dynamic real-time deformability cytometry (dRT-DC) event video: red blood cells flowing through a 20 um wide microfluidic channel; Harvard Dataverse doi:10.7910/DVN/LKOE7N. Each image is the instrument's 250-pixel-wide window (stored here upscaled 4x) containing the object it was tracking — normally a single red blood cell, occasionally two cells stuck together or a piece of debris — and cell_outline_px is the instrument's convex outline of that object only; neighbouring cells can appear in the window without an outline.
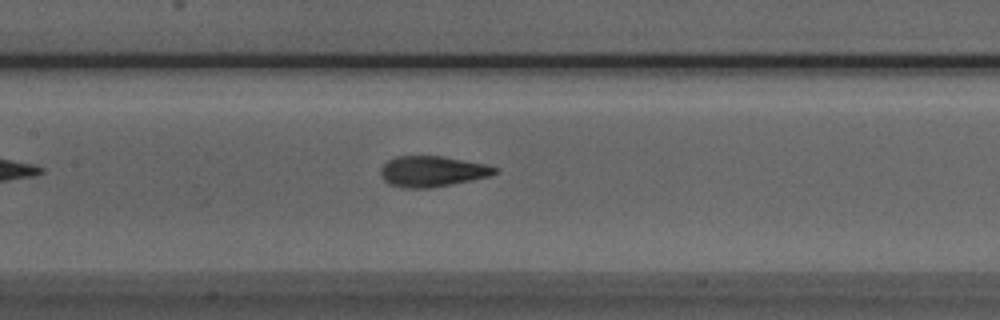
{"species": "Egyptian fruit bat (a non-hibernating species)", "species_latin": "Rousettus aegyptiacus", "temperature_condition": "room temperature", "stored_images_in_passage": 36, "camera_frame_rate_fps": 3000, "um_per_image_px": 0.085, "animal": {"sex": "male"}, "frame": {"image": 1, "passage_image": 9, "time_ms": 2.667, "image_size_px": [1000, 320], "cell_outline_px": [[500, 168], [496, 172], [488, 176], [472, 180], [452, 184], [428, 188], [404, 188], [388, 184], [380, 176], [380, 168], [388, 160], [396, 156], [440, 156], [484, 164]], "centroid_in_image_um": [36.69, 14.57], "position_along_channel_um": 170.7, "area_um2": 20.35}}
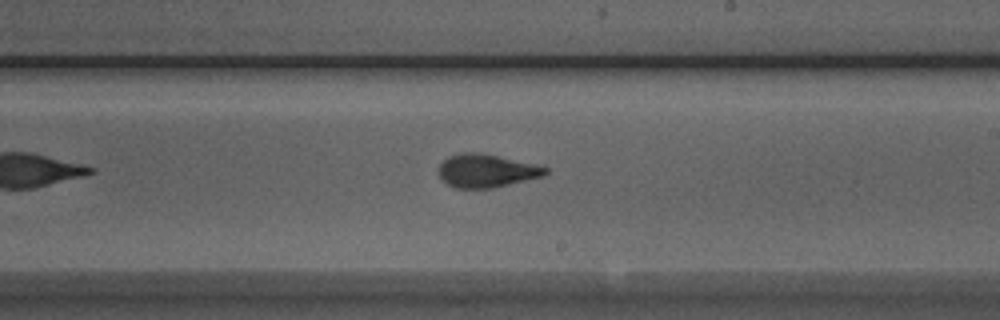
{"frame": {"image": 2, "passage_image": 15, "time_ms": 4.667, "image_size_px": [1000, 320], "cell_outline_px": [[548, 172], [544, 176], [492, 188], [456, 188], [448, 184], [436, 172], [440, 164], [448, 156], [460, 152], [480, 152], [532, 164], [548, 168]], "centroid_in_image_um": [41.3, 14.51], "position_along_channel_um": 247.7, "area_um2": 20.52}}
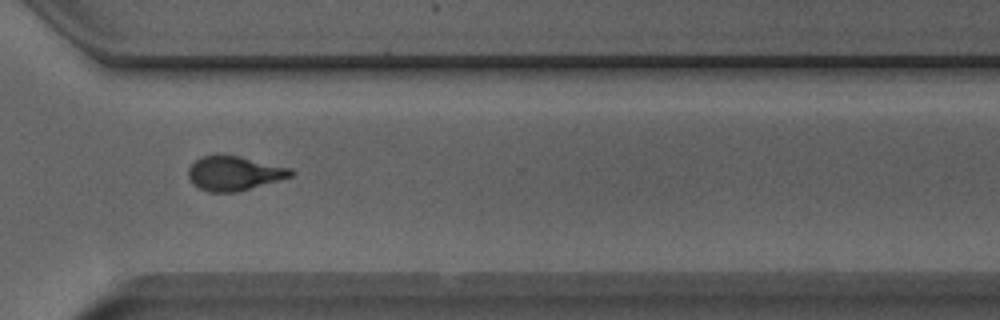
{"frame": {"image": 3, "passage_image": 23, "time_ms": 7.333, "image_size_px": [1000, 320], "cell_outline_px": [[296, 172], [292, 176], [236, 192], [208, 192], [192, 184], [188, 176], [188, 168], [196, 160], [204, 156], [220, 152], [240, 156], [292, 168]], "centroid_in_image_um": [19.89, 14.7], "position_along_channel_um": 350.7, "area_um2": 20.81}, "authors_computed_cell_mechanics": {"area_um2": 20.3456, "velocity_mm_per_s": 3.8696, "shape_relaxation_time_tau1_ms": 2.7375, "shape_relaxation_time_tau2_ms": 1.0628, "deformation_change_tau1": 0.1642, "deformation_change_tau2": 0.0895}}